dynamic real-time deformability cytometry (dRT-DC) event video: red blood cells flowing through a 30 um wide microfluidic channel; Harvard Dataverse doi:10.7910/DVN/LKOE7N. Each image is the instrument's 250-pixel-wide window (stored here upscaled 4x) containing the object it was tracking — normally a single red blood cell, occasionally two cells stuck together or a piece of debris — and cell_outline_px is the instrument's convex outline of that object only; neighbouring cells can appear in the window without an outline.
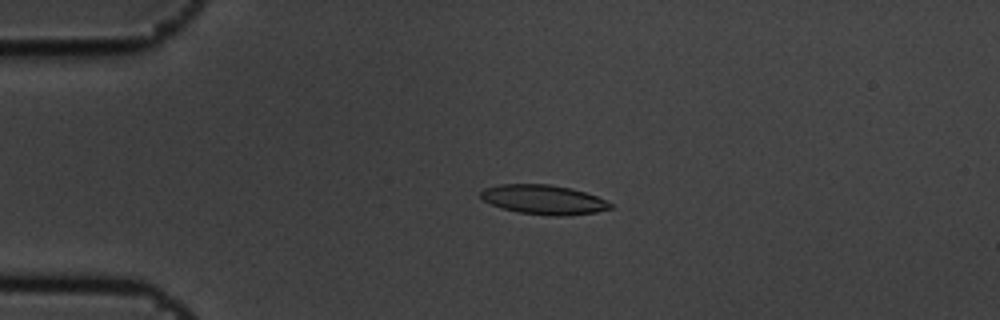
{"species": "common noctule bat (a hibernating species)", "species_latin": "Nyctalus noctula", "temperature_condition": "cold", "stored_images_in_passage": 4, "camera_frame_rate_fps": 3000, "um_per_image_px": 0.085, "animal": {"sex": "male", "body_mass_g": 19.5, "forearm_length_mm": 54.6}, "frame": {"image": 1, "passage_image": 3, "time_ms": 0.667, "image_size_px": [1000, 320], "cell_outline_px": [[612, 208], [596, 212], [564, 216], [556, 216], [520, 212], [504, 208], [492, 204], [484, 200], [480, 196], [480, 192], [484, 188], [500, 184], [548, 184], [572, 188], [596, 196], [612, 204]], "centroid_in_image_um": [46.21, 16.96], "position_along_channel_um": 38.8, "area_um2": 21.96}}